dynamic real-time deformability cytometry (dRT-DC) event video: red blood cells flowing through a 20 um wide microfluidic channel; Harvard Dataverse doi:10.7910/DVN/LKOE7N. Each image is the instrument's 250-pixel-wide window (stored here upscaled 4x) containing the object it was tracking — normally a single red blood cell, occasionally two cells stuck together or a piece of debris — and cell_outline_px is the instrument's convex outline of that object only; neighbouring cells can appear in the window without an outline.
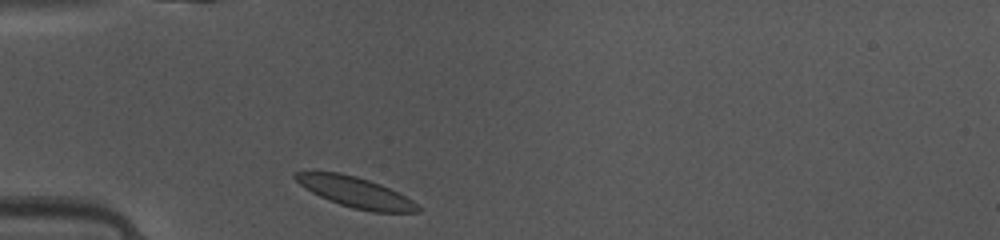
{"species": "common noctule bat (a hibernating species)", "species_latin": "Nyctalus noctula", "temperature_condition": "warm", "stored_images_in_passage": 35, "camera_frame_rate_fps": 3000, "um_per_image_px": 0.085, "animal": {"sex": "female", "body_mass_g": 10.0, "forearm_length_mm": 53.1}, "frame": {"image": 1, "passage_image": 1, "time_ms": 0.0, "image_size_px": [1000, 240], "cell_outline_px": [[420, 212], [372, 212], [352, 208], [328, 200], [312, 192], [300, 184], [292, 176], [292, 172], [340, 172], [356, 176], [380, 184], [412, 200], [420, 208]], "centroid_in_image_um": [30.2, 16.34], "position_along_channel_um": 54.8, "area_um2": 21.44}}
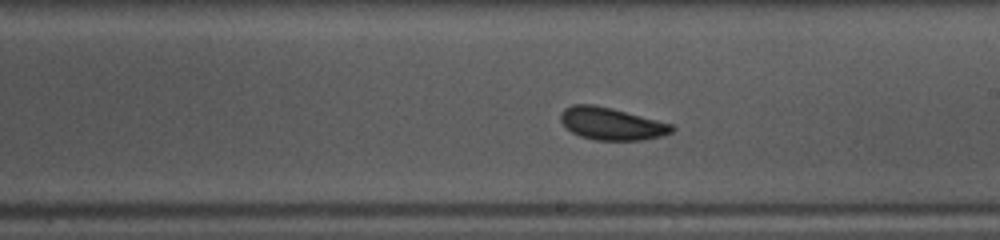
{"frame": {"image": 2, "passage_image": 15, "time_ms": 4.667, "image_size_px": [1000, 240], "cell_outline_px": [[676, 128], [672, 132], [664, 136], [644, 140], [596, 140], [580, 136], [572, 132], [560, 120], [560, 112], [564, 108], [572, 104], [592, 104], [612, 108], [672, 124]], "centroid_in_image_um": [51.99, 10.52], "position_along_channel_um": 237.0, "area_um2": 21.04}}
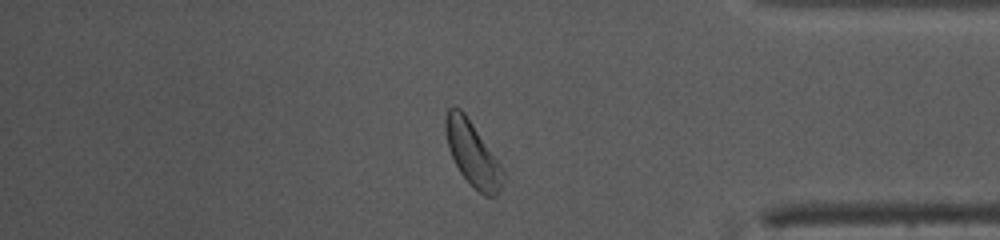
{"frame": {"image": 3, "passage_image": 28, "time_ms": 9.0, "image_size_px": [1000, 240], "cell_outline_px": [[504, 176], [500, 188], [496, 196], [484, 196], [472, 188], [460, 172], [448, 148], [444, 128], [444, 116], [448, 108], [452, 104], [460, 108], [464, 112], [504, 168]], "centroid_in_image_um": [40.15, 13.05], "position_along_channel_um": 395.1, "area_um2": 21.85}, "authors_computed_cell_mechanics": {"area_um2": 21.386, "velocity_mm_per_s": 4.0881, "shape_relaxation_time_tau1_ms": 2.4834, "shape_relaxation_time_tau2_ms": 2.2494, "deformation_change_tau1": 0.0808, "deformation_change_tau2": 0.0533}}